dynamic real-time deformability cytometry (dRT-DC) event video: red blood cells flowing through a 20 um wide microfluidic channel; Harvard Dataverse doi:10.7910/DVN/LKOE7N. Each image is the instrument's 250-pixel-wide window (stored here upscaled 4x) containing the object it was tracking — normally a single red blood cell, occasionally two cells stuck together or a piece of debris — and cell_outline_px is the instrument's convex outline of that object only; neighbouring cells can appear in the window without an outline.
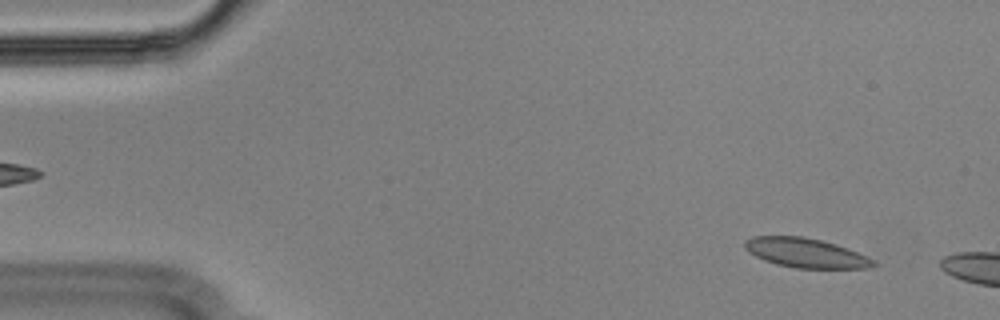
{"species": "Egyptian fruit bat (a non-hibernating species)", "species_latin": "Rousettus aegyptiacus", "temperature_condition": "cold", "stored_images_in_passage": 56, "camera_frame_rate_fps": 3000, "um_per_image_px": 0.085, "animal": {"sex": "male"}, "frame": {"image": 1, "passage_image": 4, "time_ms": 1.0, "image_size_px": [1000, 320], "cell_outline_px": [[876, 264], [872, 268], [796, 268], [776, 264], [764, 260], [748, 252], [744, 248], [744, 240], [752, 236], [804, 236], [836, 244], [848, 248], [872, 260]], "centroid_in_image_um": [68.43, 21.49], "position_along_channel_um": 16.6, "area_um2": 21.96}}
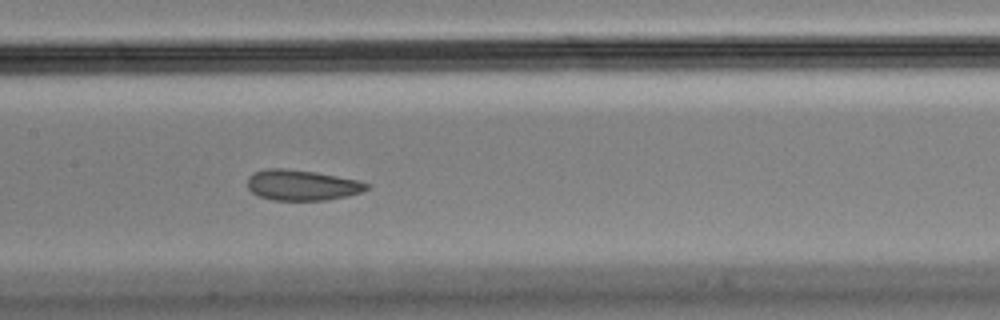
{"frame": {"image": 2, "passage_image": 26, "time_ms": 8.333, "image_size_px": [1000, 320], "cell_outline_px": [[372, 184], [368, 188], [360, 192], [348, 196], [324, 200], [272, 200], [260, 196], [252, 192], [248, 188], [248, 176], [264, 168], [280, 168], [316, 172], [356, 180]], "centroid_in_image_um": [25.66, 15.73], "position_along_channel_um": 181.7, "area_um2": 21.1}}
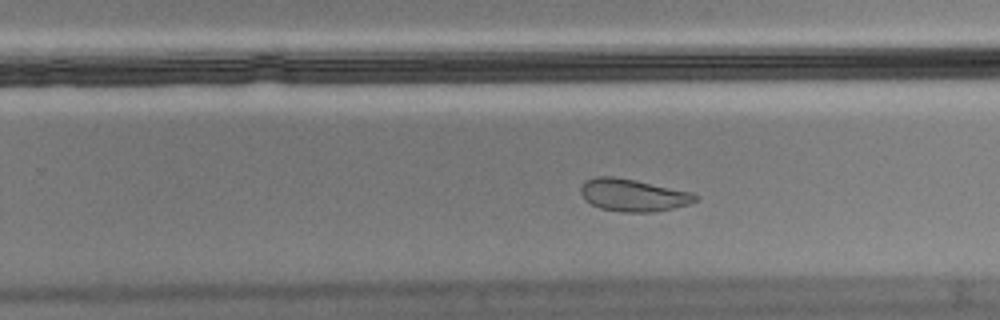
{"frame": {"image": 3, "passage_image": 34, "time_ms": 11.0, "image_size_px": [1000, 320], "cell_outline_px": [[700, 196], [696, 200], [688, 204], [672, 208], [652, 212], [620, 212], [600, 208], [584, 200], [580, 192], [580, 188], [584, 180], [596, 176], [612, 176], [636, 180], [692, 192]], "centroid_in_image_um": [53.78, 16.58], "position_along_channel_um": 276.0, "area_um2": 21.73}, "authors_computed_cell_mechanics": {"area_um2": 22.2241, "velocity_mm_per_s": 3.5533, "shape_relaxation_time_tau1_ms": null, "shape_relaxation_time_tau2_ms": 1.7941, "deformation_change_tau1": null, "deformation_change_tau2": 0.048}}